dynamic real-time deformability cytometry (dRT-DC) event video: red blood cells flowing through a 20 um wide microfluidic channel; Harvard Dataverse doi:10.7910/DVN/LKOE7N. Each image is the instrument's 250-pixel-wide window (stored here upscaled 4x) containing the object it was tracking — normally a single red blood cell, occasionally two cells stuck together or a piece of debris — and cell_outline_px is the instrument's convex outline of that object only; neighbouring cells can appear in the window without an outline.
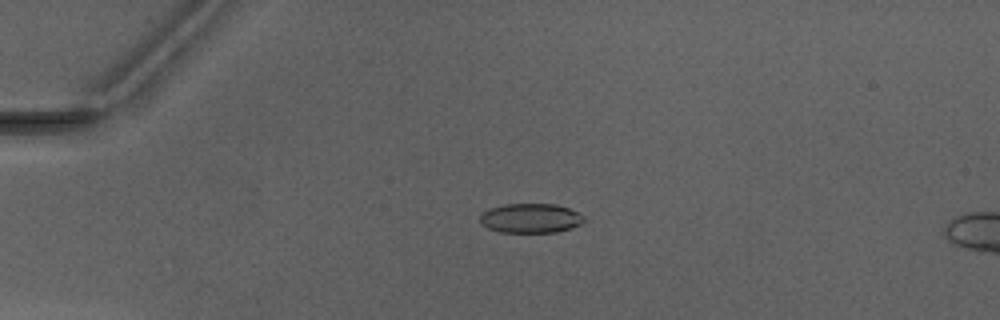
{"species": "Egyptian fruit bat (a non-hibernating species)", "species_latin": "Rousettus aegyptiacus", "temperature_condition": "warm", "stored_images_in_passage": 48, "camera_frame_rate_fps": 3000, "um_per_image_px": 0.085, "animal": {"sex": "male"}, "frame": {"image": 1, "passage_image": 10, "time_ms": 3.0, "image_size_px": [1000, 320], "cell_outline_px": [[588, 220], [572, 228], [556, 232], [500, 232], [488, 228], [480, 224], [480, 216], [484, 212], [492, 208], [504, 204], [556, 204], [568, 208], [584, 216]], "centroid_in_image_um": [45.13, 18.55], "position_along_channel_um": 39.9, "area_um2": 17.86}}
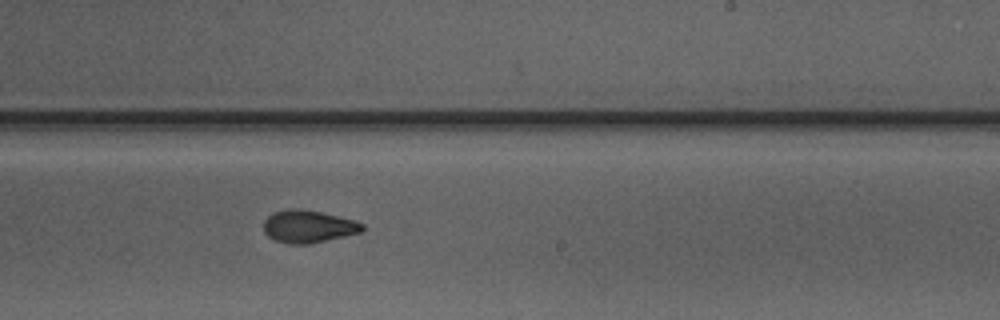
{"frame": {"image": 2, "passage_image": 29, "time_ms": 9.333, "image_size_px": [1000, 320], "cell_outline_px": [[364, 228], [360, 232], [344, 236], [308, 244], [288, 244], [276, 240], [268, 236], [264, 232], [264, 220], [272, 212], [288, 208], [300, 208], [320, 212], [356, 220], [364, 224]], "centroid_in_image_um": [26.18, 19.23], "position_along_channel_um": 262.8, "area_um2": 18.73}}
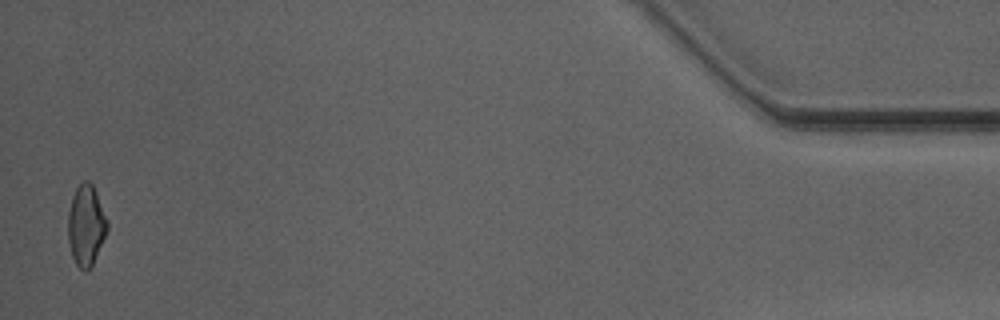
{"frame": {"image": 3, "passage_image": 47, "time_ms": 15.333, "image_size_px": [1000, 320], "cell_outline_px": [[108, 228], [92, 264], [84, 272], [76, 264], [72, 256], [68, 240], [68, 212], [72, 196], [76, 188], [84, 180], [88, 180], [92, 184], [96, 192], [108, 220]], "centroid_in_image_um": [7.3, 19.12], "position_along_channel_um": 427.9, "area_um2": 18.26}, "authors_computed_cell_mechanics": {"area_um2": 18.6983, "velocity_mm_per_s": 4.1672, "shape_relaxation_time_tau1_ms": 6.7567, "shape_relaxation_time_tau2_ms": 2.1525, "deformation_change_tau1": 0.1598, "deformation_change_tau2": 0.0771}}